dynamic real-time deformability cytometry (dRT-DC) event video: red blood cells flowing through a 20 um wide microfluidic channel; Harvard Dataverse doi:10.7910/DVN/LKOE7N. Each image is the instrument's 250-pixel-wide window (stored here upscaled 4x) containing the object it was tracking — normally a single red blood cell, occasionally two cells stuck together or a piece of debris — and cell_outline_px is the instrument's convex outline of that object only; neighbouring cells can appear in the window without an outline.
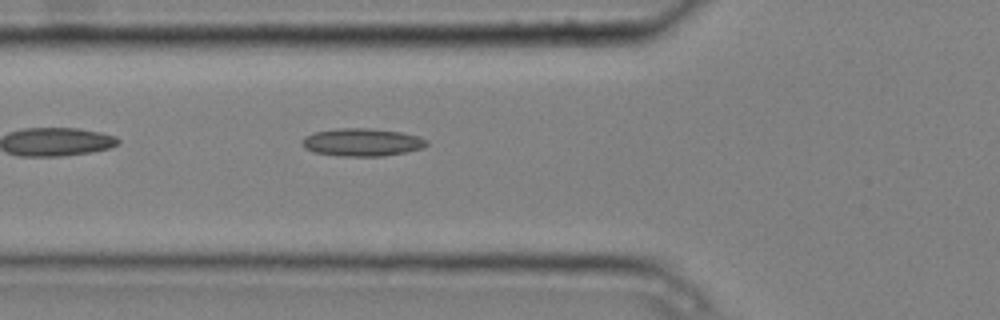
{"species": "common noctule bat (a hibernating species)", "species_latin": "Nyctalus noctula", "temperature_condition": "cold", "stored_images_in_passage": 6, "camera_frame_rate_fps": 3000, "um_per_image_px": 0.085, "animal": {"sex": "male", "body_mass_g": 20.4}, "frame": {"image": 1, "passage_image": 6, "time_ms": 1.667, "image_size_px": [1000, 320], "cell_outline_px": [[428, 144], [424, 148], [404, 152], [380, 156], [340, 156], [312, 152], [304, 148], [304, 136], [316, 132], [336, 128], [372, 128], [400, 132], [420, 136], [428, 140]], "centroid_in_image_um": [30.8, 12.09], "position_along_channel_um": 95.0, "area_um2": 20.17}}